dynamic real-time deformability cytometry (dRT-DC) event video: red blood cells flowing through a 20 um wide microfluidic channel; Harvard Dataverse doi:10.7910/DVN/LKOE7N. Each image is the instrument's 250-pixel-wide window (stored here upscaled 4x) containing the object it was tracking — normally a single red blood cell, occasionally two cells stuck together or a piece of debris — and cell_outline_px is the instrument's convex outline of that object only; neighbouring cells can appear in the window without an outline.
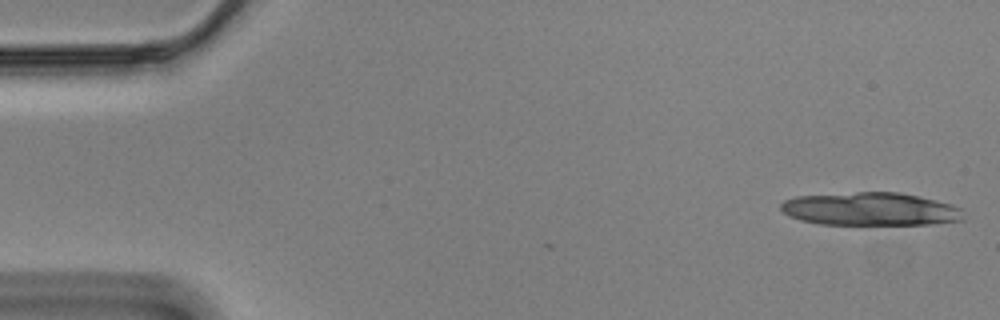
{"species": "Egyptian fruit bat (a non-hibernating species)", "species_latin": "Rousettus aegyptiacus", "temperature_condition": "cold", "stored_images_in_passage": 6, "camera_frame_rate_fps": 3000, "um_per_image_px": 0.085, "animal": {"sex": "male"}, "frame": {"image": 1, "passage_image": 1, "time_ms": 0.0, "image_size_px": [1000, 320], "cell_outline_px": [[964, 220], [932, 224], [820, 224], [800, 220], [788, 216], [780, 208], [780, 204], [784, 200], [796, 196], [856, 192], [900, 192], [920, 196], [952, 204], [960, 208]], "centroid_in_image_um": [73.98, 17.76], "position_along_channel_um": 11.0, "area_um2": 35.32}}